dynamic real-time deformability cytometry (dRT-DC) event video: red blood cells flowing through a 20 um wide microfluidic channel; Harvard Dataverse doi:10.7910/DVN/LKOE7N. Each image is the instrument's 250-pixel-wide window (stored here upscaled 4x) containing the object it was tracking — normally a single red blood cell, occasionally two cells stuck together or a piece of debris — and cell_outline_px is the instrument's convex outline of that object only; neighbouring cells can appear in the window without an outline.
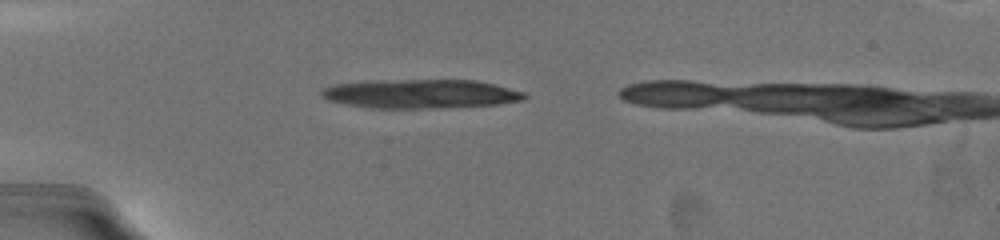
{"species": "common noctule bat (a hibernating species)", "species_latin": "Nyctalus noctula", "temperature_condition": "warm", "stored_images_in_passage": 20, "camera_frame_rate_fps": 3000, "um_per_image_px": 0.085, "animal": {"sex": "female", "body_mass_g": 19.5, "forearm_length_mm": 54.1}, "frame": {"image": 1, "passage_image": 12, "time_ms": 3.0, "image_size_px": [1000, 240], "cell_outline_px": [[528, 96], [520, 100], [496, 104], [420, 108], [372, 108], [348, 104], [332, 100], [324, 96], [320, 92], [324, 88], [332, 84], [364, 80], [476, 80], [496, 84], [524, 92]], "centroid_in_image_um": [35.74, 7.95], "position_along_channel_um": 49.3, "area_um2": 33.93}}